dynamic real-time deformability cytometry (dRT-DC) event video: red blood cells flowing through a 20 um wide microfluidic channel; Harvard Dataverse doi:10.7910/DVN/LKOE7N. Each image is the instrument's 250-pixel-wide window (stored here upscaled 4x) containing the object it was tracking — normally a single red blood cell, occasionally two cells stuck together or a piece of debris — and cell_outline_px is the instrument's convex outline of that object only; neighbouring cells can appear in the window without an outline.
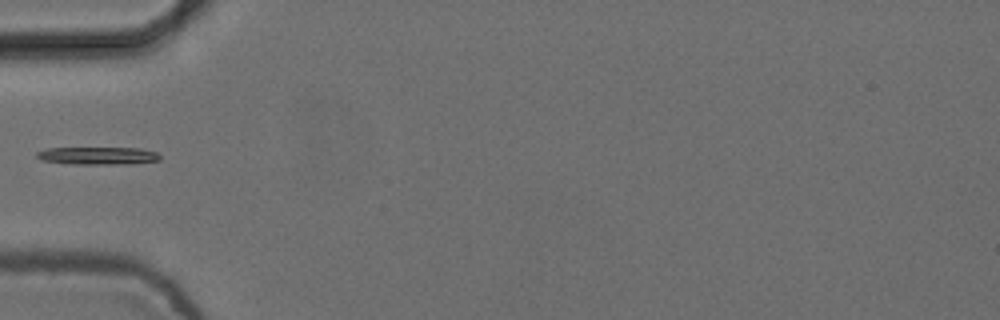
{"species": "common noctule bat (a hibernating species)", "species_latin": "Nyctalus noctula", "temperature_condition": "cold", "stored_images_in_passage": 5, "camera_frame_rate_fps": 3000, "um_per_image_px": 0.085, "animal": {"sex": "female", "body_mass_g": 24.6, "forearm_length_mm": 56.2}, "frame": {"image": 1, "passage_image": 4, "time_ms": 1.0, "image_size_px": [1000, 320], "cell_outline_px": [[160, 160], [128, 164], [72, 164], [44, 160], [36, 156], [36, 152], [48, 148], [140, 148], [156, 152], [160, 156]], "centroid_in_image_um": [8.34, 13.23], "position_along_channel_um": 76.7, "area_um2": 12.54}}
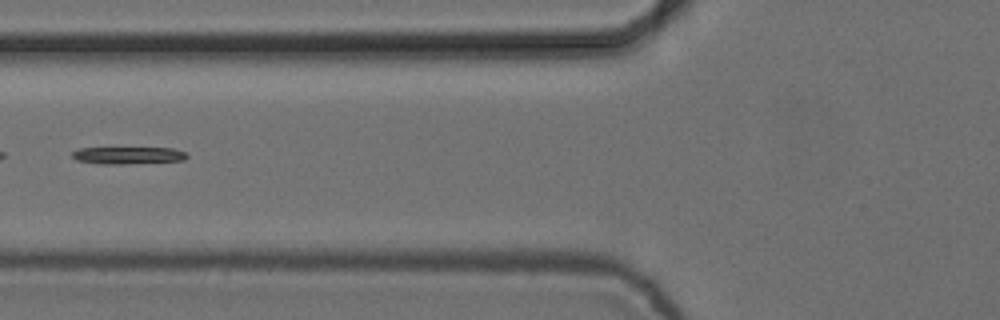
{"frame": {"image": 2, "passage_image": 5, "time_ms": 1.333, "image_size_px": [1000, 320], "cell_outline_px": [[188, 156], [184, 160], [124, 164], [100, 164], [76, 160], [72, 156], [72, 152], [80, 148], [172, 148], [184, 152]], "centroid_in_image_um": [10.86, 13.21], "position_along_channel_um": 114.9, "area_um2": 11.39}}